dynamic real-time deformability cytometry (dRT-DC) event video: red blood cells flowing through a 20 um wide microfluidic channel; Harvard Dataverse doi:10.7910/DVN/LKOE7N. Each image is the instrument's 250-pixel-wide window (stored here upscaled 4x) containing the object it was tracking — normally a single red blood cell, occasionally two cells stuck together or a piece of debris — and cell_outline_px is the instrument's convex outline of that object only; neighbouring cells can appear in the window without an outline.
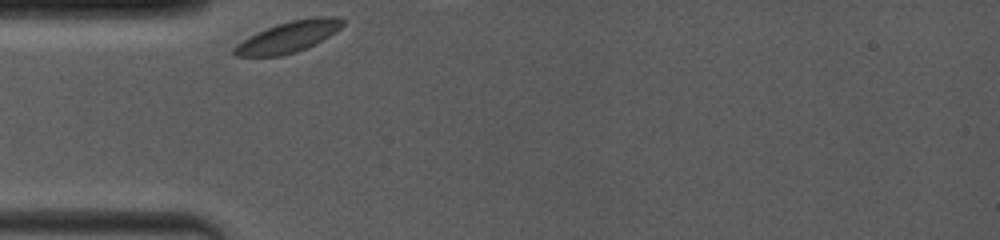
{"species": "common noctule bat (a hibernating species)", "species_latin": "Nyctalus noctula", "temperature_condition": "room temperature", "stored_images_in_passage": 7, "camera_frame_rate_fps": 4000, "um_per_image_px": 0.085, "animal": {"sex": "female", "body_mass_g": 19.0, "forearm_length_mm": 53.3}, "frame": {"image": 1, "passage_image": 1, "time_ms": 0.0, "image_size_px": [1000, 240], "cell_outline_px": [[344, 24], [340, 28], [328, 36], [296, 52], [280, 56], [236, 56], [232, 52], [232, 48], [236, 44], [248, 36], [256, 32], [276, 24], [292, 20], [312, 16], [340, 16], [344, 20]], "centroid_in_image_um": [24.48, 3.11], "position_along_channel_um": 60.5, "area_um2": 19.59}}
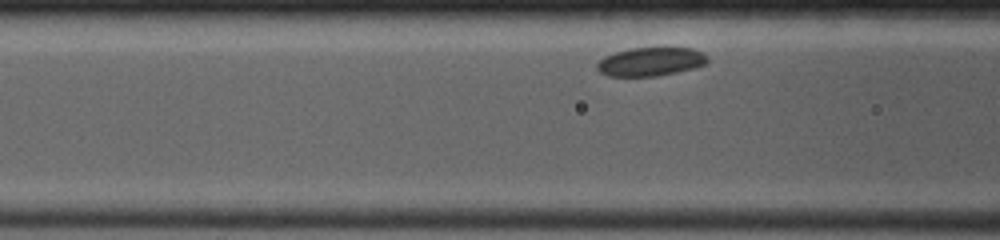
{"frame": {"image": 2, "passage_image": 5, "time_ms": 1.5, "image_size_px": [1000, 240], "cell_outline_px": [[708, 60], [704, 64], [692, 68], [676, 72], [656, 76], [608, 76], [600, 72], [596, 68], [596, 64], [604, 56], [616, 52], [632, 48], [692, 48], [700, 52]], "centroid_in_image_um": [55.24, 5.25], "position_along_channel_um": 111.4, "area_um2": 18.09}}